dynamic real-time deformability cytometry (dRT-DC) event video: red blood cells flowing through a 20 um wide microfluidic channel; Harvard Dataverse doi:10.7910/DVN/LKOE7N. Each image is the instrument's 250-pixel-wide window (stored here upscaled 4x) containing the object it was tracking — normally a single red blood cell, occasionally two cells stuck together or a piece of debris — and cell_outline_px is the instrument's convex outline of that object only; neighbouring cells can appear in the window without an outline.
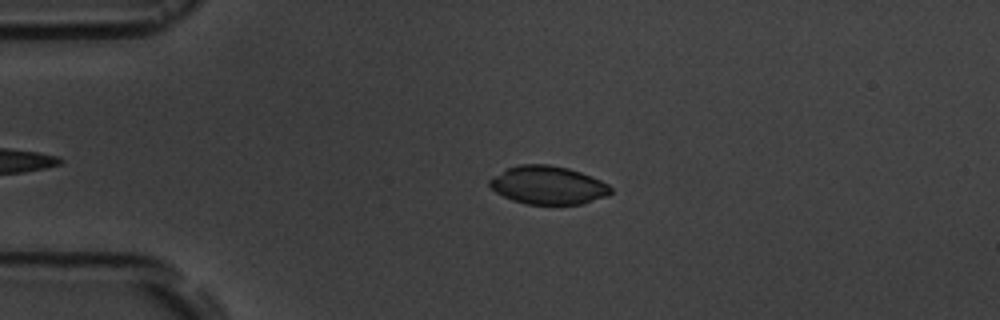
{"species": "common noctule bat (a hibernating species)", "species_latin": "Nyctalus noctula", "temperature_condition": "room temperature", "stored_images_in_passage": 3, "camera_frame_rate_fps": 3000, "um_per_image_px": 0.085, "animal": {"sex": "male", "body_mass_g": 19.5, "forearm_length_mm": 54.6}, "frame": {"image": 1, "passage_image": 2, "time_ms": 1.333, "image_size_px": [1000, 320], "cell_outline_px": [[612, 192], [608, 196], [584, 204], [528, 204], [512, 200], [496, 192], [488, 184], [488, 180], [508, 168], [520, 164], [548, 164], [568, 168], [580, 172], [600, 180], [608, 184], [612, 188]], "centroid_in_image_um": [46.61, 15.74], "position_along_channel_um": 38.4, "area_um2": 26.93}}